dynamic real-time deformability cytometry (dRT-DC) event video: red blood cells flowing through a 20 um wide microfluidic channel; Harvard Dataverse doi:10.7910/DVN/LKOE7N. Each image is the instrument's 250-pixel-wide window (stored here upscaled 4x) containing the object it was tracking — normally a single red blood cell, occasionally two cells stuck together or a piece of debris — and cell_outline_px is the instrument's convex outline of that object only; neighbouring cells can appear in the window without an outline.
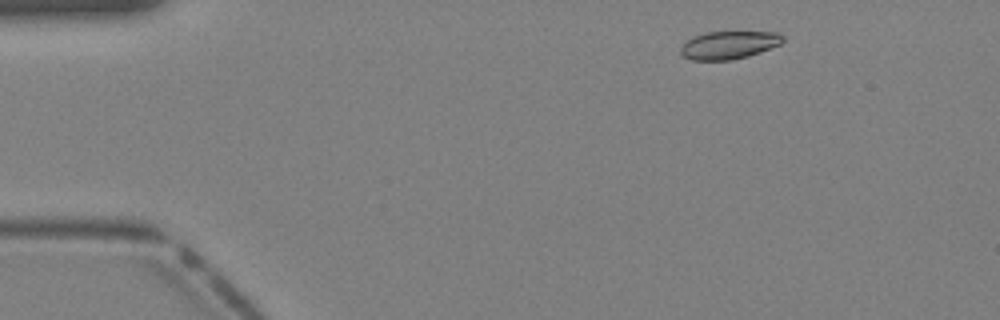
{"species": "Egyptian fruit bat (a non-hibernating species)", "species_latin": "Rousettus aegyptiacus", "temperature_condition": "warm", "stored_images_in_passage": 38, "camera_frame_rate_fps": 3000, "um_per_image_px": 0.085, "animal": {"sex": "female"}, "frame": {"image": 1, "passage_image": 3, "time_ms": 0.667, "image_size_px": [1000, 320], "cell_outline_px": [[784, 40], [780, 44], [760, 52], [748, 56], [732, 60], [692, 60], [684, 56], [680, 52], [680, 48], [688, 40], [704, 32], [776, 32], [784, 36]], "centroid_in_image_um": [61.97, 3.83], "position_along_channel_um": 23.0, "area_um2": 16.47}}
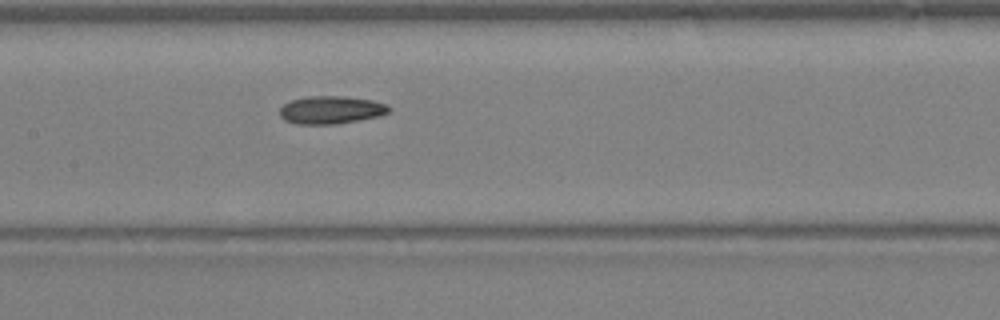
{"frame": {"image": 2, "passage_image": 17, "time_ms": 5.333, "image_size_px": [1000, 320], "cell_outline_px": [[392, 108], [388, 112], [380, 116], [360, 120], [336, 124], [296, 124], [284, 120], [280, 116], [280, 108], [284, 104], [292, 100], [308, 96], [344, 96], [372, 100], [388, 104]], "centroid_in_image_um": [28.16, 9.34], "position_along_channel_um": 179.2, "area_um2": 17.86}}
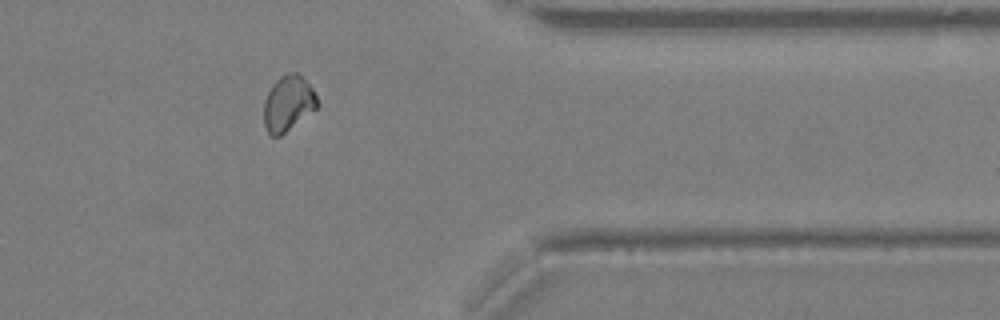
{"frame": {"image": 3, "passage_image": 30, "time_ms": 9.667, "image_size_px": [1000, 320], "cell_outline_px": [[320, 104], [316, 108], [280, 136], [272, 136], [268, 132], [264, 124], [264, 100], [272, 84], [276, 80], [288, 72], [296, 72], [312, 88]], "centroid_in_image_um": [24.48, 8.79], "position_along_channel_um": 386.9, "area_um2": 16.99}}